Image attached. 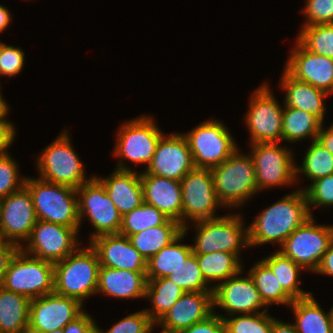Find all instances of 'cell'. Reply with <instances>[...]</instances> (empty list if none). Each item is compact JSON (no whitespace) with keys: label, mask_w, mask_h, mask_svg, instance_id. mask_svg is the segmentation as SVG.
<instances>
[{"label":"cell","mask_w":333,"mask_h":333,"mask_svg":"<svg viewBox=\"0 0 333 333\" xmlns=\"http://www.w3.org/2000/svg\"><path fill=\"white\" fill-rule=\"evenodd\" d=\"M238 151L210 169L217 198L224 207L241 206L259 192L251 155L240 154Z\"/></svg>","instance_id":"cell-4"},{"label":"cell","mask_w":333,"mask_h":333,"mask_svg":"<svg viewBox=\"0 0 333 333\" xmlns=\"http://www.w3.org/2000/svg\"><path fill=\"white\" fill-rule=\"evenodd\" d=\"M99 267L97 252L90 243L84 249L78 247L54 263V292L75 298L83 305L84 299L96 295Z\"/></svg>","instance_id":"cell-2"},{"label":"cell","mask_w":333,"mask_h":333,"mask_svg":"<svg viewBox=\"0 0 333 333\" xmlns=\"http://www.w3.org/2000/svg\"><path fill=\"white\" fill-rule=\"evenodd\" d=\"M70 142L68 131H62L39 155L36 166L39 178L78 189L92 177L86 178L85 167Z\"/></svg>","instance_id":"cell-7"},{"label":"cell","mask_w":333,"mask_h":333,"mask_svg":"<svg viewBox=\"0 0 333 333\" xmlns=\"http://www.w3.org/2000/svg\"><path fill=\"white\" fill-rule=\"evenodd\" d=\"M79 228L37 220L27 245L20 249L33 257L57 263L74 252L78 246Z\"/></svg>","instance_id":"cell-14"},{"label":"cell","mask_w":333,"mask_h":333,"mask_svg":"<svg viewBox=\"0 0 333 333\" xmlns=\"http://www.w3.org/2000/svg\"><path fill=\"white\" fill-rule=\"evenodd\" d=\"M167 278L178 285L184 292H213L214 290L205 281L194 253Z\"/></svg>","instance_id":"cell-39"},{"label":"cell","mask_w":333,"mask_h":333,"mask_svg":"<svg viewBox=\"0 0 333 333\" xmlns=\"http://www.w3.org/2000/svg\"><path fill=\"white\" fill-rule=\"evenodd\" d=\"M11 22L10 11L7 7L0 5V32L5 31Z\"/></svg>","instance_id":"cell-53"},{"label":"cell","mask_w":333,"mask_h":333,"mask_svg":"<svg viewBox=\"0 0 333 333\" xmlns=\"http://www.w3.org/2000/svg\"><path fill=\"white\" fill-rule=\"evenodd\" d=\"M184 232V227L177 221L169 219L164 225L147 228L129 235L131 244L148 260L163 247L171 244Z\"/></svg>","instance_id":"cell-29"},{"label":"cell","mask_w":333,"mask_h":333,"mask_svg":"<svg viewBox=\"0 0 333 333\" xmlns=\"http://www.w3.org/2000/svg\"><path fill=\"white\" fill-rule=\"evenodd\" d=\"M296 41L284 69L299 81L333 93V59L315 54Z\"/></svg>","instance_id":"cell-20"},{"label":"cell","mask_w":333,"mask_h":333,"mask_svg":"<svg viewBox=\"0 0 333 333\" xmlns=\"http://www.w3.org/2000/svg\"><path fill=\"white\" fill-rule=\"evenodd\" d=\"M18 250L19 247L16 244L4 240L0 241V286L3 284L10 260Z\"/></svg>","instance_id":"cell-48"},{"label":"cell","mask_w":333,"mask_h":333,"mask_svg":"<svg viewBox=\"0 0 333 333\" xmlns=\"http://www.w3.org/2000/svg\"><path fill=\"white\" fill-rule=\"evenodd\" d=\"M241 272L242 270L227 280L212 286L214 288V308L219 306L231 316L267 311L268 309L260 311L266 305L261 299L250 274L247 273V276L239 277L238 275Z\"/></svg>","instance_id":"cell-19"},{"label":"cell","mask_w":333,"mask_h":333,"mask_svg":"<svg viewBox=\"0 0 333 333\" xmlns=\"http://www.w3.org/2000/svg\"><path fill=\"white\" fill-rule=\"evenodd\" d=\"M317 274L333 276V240L329 248L324 253L318 268L315 271Z\"/></svg>","instance_id":"cell-50"},{"label":"cell","mask_w":333,"mask_h":333,"mask_svg":"<svg viewBox=\"0 0 333 333\" xmlns=\"http://www.w3.org/2000/svg\"><path fill=\"white\" fill-rule=\"evenodd\" d=\"M196 168L211 169L227 160L238 148L227 127L218 120H207L183 134Z\"/></svg>","instance_id":"cell-9"},{"label":"cell","mask_w":333,"mask_h":333,"mask_svg":"<svg viewBox=\"0 0 333 333\" xmlns=\"http://www.w3.org/2000/svg\"><path fill=\"white\" fill-rule=\"evenodd\" d=\"M272 333H298V331L294 324L284 323L274 318L272 322Z\"/></svg>","instance_id":"cell-52"},{"label":"cell","mask_w":333,"mask_h":333,"mask_svg":"<svg viewBox=\"0 0 333 333\" xmlns=\"http://www.w3.org/2000/svg\"><path fill=\"white\" fill-rule=\"evenodd\" d=\"M266 83L253 92L246 114L250 143L280 142L282 140L283 106L273 97Z\"/></svg>","instance_id":"cell-15"},{"label":"cell","mask_w":333,"mask_h":333,"mask_svg":"<svg viewBox=\"0 0 333 333\" xmlns=\"http://www.w3.org/2000/svg\"><path fill=\"white\" fill-rule=\"evenodd\" d=\"M323 123L314 115L290 106H284L282 118V140L290 143L306 137L317 139Z\"/></svg>","instance_id":"cell-32"},{"label":"cell","mask_w":333,"mask_h":333,"mask_svg":"<svg viewBox=\"0 0 333 333\" xmlns=\"http://www.w3.org/2000/svg\"><path fill=\"white\" fill-rule=\"evenodd\" d=\"M154 326L155 323L142 310L124 317L106 332L98 327L97 333H151Z\"/></svg>","instance_id":"cell-43"},{"label":"cell","mask_w":333,"mask_h":333,"mask_svg":"<svg viewBox=\"0 0 333 333\" xmlns=\"http://www.w3.org/2000/svg\"><path fill=\"white\" fill-rule=\"evenodd\" d=\"M331 313H332V324H333V307L331 308Z\"/></svg>","instance_id":"cell-56"},{"label":"cell","mask_w":333,"mask_h":333,"mask_svg":"<svg viewBox=\"0 0 333 333\" xmlns=\"http://www.w3.org/2000/svg\"><path fill=\"white\" fill-rule=\"evenodd\" d=\"M146 272H134L100 266L96 293L120 299L145 298Z\"/></svg>","instance_id":"cell-25"},{"label":"cell","mask_w":333,"mask_h":333,"mask_svg":"<svg viewBox=\"0 0 333 333\" xmlns=\"http://www.w3.org/2000/svg\"><path fill=\"white\" fill-rule=\"evenodd\" d=\"M240 214L196 221V238L192 245L194 254L216 251L234 253L240 259V248L249 247L248 227H244Z\"/></svg>","instance_id":"cell-5"},{"label":"cell","mask_w":333,"mask_h":333,"mask_svg":"<svg viewBox=\"0 0 333 333\" xmlns=\"http://www.w3.org/2000/svg\"><path fill=\"white\" fill-rule=\"evenodd\" d=\"M262 261L271 269L277 277L282 288L295 300L308 297L312 292H304L299 286L301 282L298 276L300 271L304 270L292 259L285 257L279 251L274 252Z\"/></svg>","instance_id":"cell-35"},{"label":"cell","mask_w":333,"mask_h":333,"mask_svg":"<svg viewBox=\"0 0 333 333\" xmlns=\"http://www.w3.org/2000/svg\"><path fill=\"white\" fill-rule=\"evenodd\" d=\"M297 40L309 51L333 59V24L302 26Z\"/></svg>","instance_id":"cell-38"},{"label":"cell","mask_w":333,"mask_h":333,"mask_svg":"<svg viewBox=\"0 0 333 333\" xmlns=\"http://www.w3.org/2000/svg\"><path fill=\"white\" fill-rule=\"evenodd\" d=\"M168 220L169 218L156 207L143 202L140 207L122 216V224L119 233L129 236L144 231L147 228L164 225Z\"/></svg>","instance_id":"cell-37"},{"label":"cell","mask_w":333,"mask_h":333,"mask_svg":"<svg viewBox=\"0 0 333 333\" xmlns=\"http://www.w3.org/2000/svg\"><path fill=\"white\" fill-rule=\"evenodd\" d=\"M185 292L167 277L147 279L145 298L152 302V310L145 313L156 324Z\"/></svg>","instance_id":"cell-31"},{"label":"cell","mask_w":333,"mask_h":333,"mask_svg":"<svg viewBox=\"0 0 333 333\" xmlns=\"http://www.w3.org/2000/svg\"><path fill=\"white\" fill-rule=\"evenodd\" d=\"M25 63L24 52L19 47L6 45L1 42L0 75L13 77L19 74Z\"/></svg>","instance_id":"cell-45"},{"label":"cell","mask_w":333,"mask_h":333,"mask_svg":"<svg viewBox=\"0 0 333 333\" xmlns=\"http://www.w3.org/2000/svg\"><path fill=\"white\" fill-rule=\"evenodd\" d=\"M144 202L153 205L169 219L182 225L180 181L140 172Z\"/></svg>","instance_id":"cell-23"},{"label":"cell","mask_w":333,"mask_h":333,"mask_svg":"<svg viewBox=\"0 0 333 333\" xmlns=\"http://www.w3.org/2000/svg\"><path fill=\"white\" fill-rule=\"evenodd\" d=\"M37 220L79 228L78 196L75 188L27 177Z\"/></svg>","instance_id":"cell-3"},{"label":"cell","mask_w":333,"mask_h":333,"mask_svg":"<svg viewBox=\"0 0 333 333\" xmlns=\"http://www.w3.org/2000/svg\"><path fill=\"white\" fill-rule=\"evenodd\" d=\"M254 284L268 308V305L284 304L290 306L294 299L282 288L277 277L271 269L261 260H259L248 271Z\"/></svg>","instance_id":"cell-34"},{"label":"cell","mask_w":333,"mask_h":333,"mask_svg":"<svg viewBox=\"0 0 333 333\" xmlns=\"http://www.w3.org/2000/svg\"><path fill=\"white\" fill-rule=\"evenodd\" d=\"M317 140L333 154V123L326 129L321 127Z\"/></svg>","instance_id":"cell-51"},{"label":"cell","mask_w":333,"mask_h":333,"mask_svg":"<svg viewBox=\"0 0 333 333\" xmlns=\"http://www.w3.org/2000/svg\"><path fill=\"white\" fill-rule=\"evenodd\" d=\"M177 333H225V323L214 311L207 319Z\"/></svg>","instance_id":"cell-46"},{"label":"cell","mask_w":333,"mask_h":333,"mask_svg":"<svg viewBox=\"0 0 333 333\" xmlns=\"http://www.w3.org/2000/svg\"><path fill=\"white\" fill-rule=\"evenodd\" d=\"M49 333H63V329H57V330L49 332Z\"/></svg>","instance_id":"cell-55"},{"label":"cell","mask_w":333,"mask_h":333,"mask_svg":"<svg viewBox=\"0 0 333 333\" xmlns=\"http://www.w3.org/2000/svg\"><path fill=\"white\" fill-rule=\"evenodd\" d=\"M98 326L92 316L82 312L77 318L69 322L64 328L63 333H97Z\"/></svg>","instance_id":"cell-47"},{"label":"cell","mask_w":333,"mask_h":333,"mask_svg":"<svg viewBox=\"0 0 333 333\" xmlns=\"http://www.w3.org/2000/svg\"><path fill=\"white\" fill-rule=\"evenodd\" d=\"M311 217L303 189L287 194L263 210L248 227L249 246L278 243Z\"/></svg>","instance_id":"cell-1"},{"label":"cell","mask_w":333,"mask_h":333,"mask_svg":"<svg viewBox=\"0 0 333 333\" xmlns=\"http://www.w3.org/2000/svg\"><path fill=\"white\" fill-rule=\"evenodd\" d=\"M82 306L77 299L55 292L31 299L28 331L49 333L63 329L84 311Z\"/></svg>","instance_id":"cell-16"},{"label":"cell","mask_w":333,"mask_h":333,"mask_svg":"<svg viewBox=\"0 0 333 333\" xmlns=\"http://www.w3.org/2000/svg\"><path fill=\"white\" fill-rule=\"evenodd\" d=\"M220 316L225 323V333H272L273 317L268 311L242 314L231 318Z\"/></svg>","instance_id":"cell-40"},{"label":"cell","mask_w":333,"mask_h":333,"mask_svg":"<svg viewBox=\"0 0 333 333\" xmlns=\"http://www.w3.org/2000/svg\"><path fill=\"white\" fill-rule=\"evenodd\" d=\"M30 299L0 286V333L28 331Z\"/></svg>","instance_id":"cell-27"},{"label":"cell","mask_w":333,"mask_h":333,"mask_svg":"<svg viewBox=\"0 0 333 333\" xmlns=\"http://www.w3.org/2000/svg\"><path fill=\"white\" fill-rule=\"evenodd\" d=\"M280 83V87L286 91L284 106L306 111L324 122L326 113L324 99L330 95L329 93L295 79L285 69Z\"/></svg>","instance_id":"cell-26"},{"label":"cell","mask_w":333,"mask_h":333,"mask_svg":"<svg viewBox=\"0 0 333 333\" xmlns=\"http://www.w3.org/2000/svg\"><path fill=\"white\" fill-rule=\"evenodd\" d=\"M182 188V226L188 231L191 221H201L218 218L216 209L222 204L217 198L213 174L210 169L195 168L188 172L180 181Z\"/></svg>","instance_id":"cell-12"},{"label":"cell","mask_w":333,"mask_h":333,"mask_svg":"<svg viewBox=\"0 0 333 333\" xmlns=\"http://www.w3.org/2000/svg\"><path fill=\"white\" fill-rule=\"evenodd\" d=\"M10 153L0 155V199L18 191L25 185V177L19 178L20 170Z\"/></svg>","instance_id":"cell-41"},{"label":"cell","mask_w":333,"mask_h":333,"mask_svg":"<svg viewBox=\"0 0 333 333\" xmlns=\"http://www.w3.org/2000/svg\"><path fill=\"white\" fill-rule=\"evenodd\" d=\"M307 196L311 216L313 207L333 206V174L319 178L303 189ZM313 206V207H311Z\"/></svg>","instance_id":"cell-42"},{"label":"cell","mask_w":333,"mask_h":333,"mask_svg":"<svg viewBox=\"0 0 333 333\" xmlns=\"http://www.w3.org/2000/svg\"><path fill=\"white\" fill-rule=\"evenodd\" d=\"M250 145L258 191L296 182V165L293 154L286 148L287 146L278 145V142Z\"/></svg>","instance_id":"cell-13"},{"label":"cell","mask_w":333,"mask_h":333,"mask_svg":"<svg viewBox=\"0 0 333 333\" xmlns=\"http://www.w3.org/2000/svg\"><path fill=\"white\" fill-rule=\"evenodd\" d=\"M76 191L80 226L84 215H88L86 217H89L88 219L95 229L89 241L105 234H118L122 224V216L111 201L104 185L95 176H92Z\"/></svg>","instance_id":"cell-11"},{"label":"cell","mask_w":333,"mask_h":333,"mask_svg":"<svg viewBox=\"0 0 333 333\" xmlns=\"http://www.w3.org/2000/svg\"><path fill=\"white\" fill-rule=\"evenodd\" d=\"M311 216L279 247L280 253L304 270L314 272L333 240V226L317 225Z\"/></svg>","instance_id":"cell-10"},{"label":"cell","mask_w":333,"mask_h":333,"mask_svg":"<svg viewBox=\"0 0 333 333\" xmlns=\"http://www.w3.org/2000/svg\"><path fill=\"white\" fill-rule=\"evenodd\" d=\"M186 233L183 232L171 244L163 247L146 263V278L156 279L168 277L193 253L192 245L181 244Z\"/></svg>","instance_id":"cell-30"},{"label":"cell","mask_w":333,"mask_h":333,"mask_svg":"<svg viewBox=\"0 0 333 333\" xmlns=\"http://www.w3.org/2000/svg\"><path fill=\"white\" fill-rule=\"evenodd\" d=\"M290 306L295 314L294 326L298 333H333L331 309L325 313L312 294L295 299Z\"/></svg>","instance_id":"cell-28"},{"label":"cell","mask_w":333,"mask_h":333,"mask_svg":"<svg viewBox=\"0 0 333 333\" xmlns=\"http://www.w3.org/2000/svg\"><path fill=\"white\" fill-rule=\"evenodd\" d=\"M205 281H225L243 268L241 260L234 254L216 251L209 254H195Z\"/></svg>","instance_id":"cell-33"},{"label":"cell","mask_w":333,"mask_h":333,"mask_svg":"<svg viewBox=\"0 0 333 333\" xmlns=\"http://www.w3.org/2000/svg\"><path fill=\"white\" fill-rule=\"evenodd\" d=\"M114 156L120 158L117 169L132 170L123 160L134 164L151 163L160 138L165 134L153 121L152 117L140 116L121 125L117 133Z\"/></svg>","instance_id":"cell-8"},{"label":"cell","mask_w":333,"mask_h":333,"mask_svg":"<svg viewBox=\"0 0 333 333\" xmlns=\"http://www.w3.org/2000/svg\"><path fill=\"white\" fill-rule=\"evenodd\" d=\"M0 89H1V85H0ZM1 92V90H0ZM9 113V108L8 105L6 103V101L4 100V98L2 97V94L0 93V117H5L7 116Z\"/></svg>","instance_id":"cell-54"},{"label":"cell","mask_w":333,"mask_h":333,"mask_svg":"<svg viewBox=\"0 0 333 333\" xmlns=\"http://www.w3.org/2000/svg\"><path fill=\"white\" fill-rule=\"evenodd\" d=\"M299 173H302L311 182L333 174V154L317 139L313 140L303 158L302 166L296 165V181Z\"/></svg>","instance_id":"cell-36"},{"label":"cell","mask_w":333,"mask_h":333,"mask_svg":"<svg viewBox=\"0 0 333 333\" xmlns=\"http://www.w3.org/2000/svg\"><path fill=\"white\" fill-rule=\"evenodd\" d=\"M213 309V292H185L155 325L177 333L207 319Z\"/></svg>","instance_id":"cell-22"},{"label":"cell","mask_w":333,"mask_h":333,"mask_svg":"<svg viewBox=\"0 0 333 333\" xmlns=\"http://www.w3.org/2000/svg\"><path fill=\"white\" fill-rule=\"evenodd\" d=\"M5 118L0 117V155L8 153L7 150L16 136L14 125Z\"/></svg>","instance_id":"cell-49"},{"label":"cell","mask_w":333,"mask_h":333,"mask_svg":"<svg viewBox=\"0 0 333 333\" xmlns=\"http://www.w3.org/2000/svg\"><path fill=\"white\" fill-rule=\"evenodd\" d=\"M90 245L97 252L100 266L146 272L147 260L131 244L128 236L105 234L92 239Z\"/></svg>","instance_id":"cell-21"},{"label":"cell","mask_w":333,"mask_h":333,"mask_svg":"<svg viewBox=\"0 0 333 333\" xmlns=\"http://www.w3.org/2000/svg\"><path fill=\"white\" fill-rule=\"evenodd\" d=\"M95 177L104 185L107 194L121 216L143 204L144 198L140 173L134 170L115 169L106 178Z\"/></svg>","instance_id":"cell-24"},{"label":"cell","mask_w":333,"mask_h":333,"mask_svg":"<svg viewBox=\"0 0 333 333\" xmlns=\"http://www.w3.org/2000/svg\"><path fill=\"white\" fill-rule=\"evenodd\" d=\"M195 168L185 136L171 133L160 138L151 163L143 173L181 181Z\"/></svg>","instance_id":"cell-18"},{"label":"cell","mask_w":333,"mask_h":333,"mask_svg":"<svg viewBox=\"0 0 333 333\" xmlns=\"http://www.w3.org/2000/svg\"><path fill=\"white\" fill-rule=\"evenodd\" d=\"M302 10L307 17L303 26L333 24V0H306Z\"/></svg>","instance_id":"cell-44"},{"label":"cell","mask_w":333,"mask_h":333,"mask_svg":"<svg viewBox=\"0 0 333 333\" xmlns=\"http://www.w3.org/2000/svg\"><path fill=\"white\" fill-rule=\"evenodd\" d=\"M161 333H176V332H167L162 330Z\"/></svg>","instance_id":"cell-57"},{"label":"cell","mask_w":333,"mask_h":333,"mask_svg":"<svg viewBox=\"0 0 333 333\" xmlns=\"http://www.w3.org/2000/svg\"><path fill=\"white\" fill-rule=\"evenodd\" d=\"M2 287L30 300L50 294L54 292V264L19 248L9 262Z\"/></svg>","instance_id":"cell-6"},{"label":"cell","mask_w":333,"mask_h":333,"mask_svg":"<svg viewBox=\"0 0 333 333\" xmlns=\"http://www.w3.org/2000/svg\"><path fill=\"white\" fill-rule=\"evenodd\" d=\"M36 221L33 199L25 185L0 199L1 240L12 242L20 248L22 242L29 238Z\"/></svg>","instance_id":"cell-17"}]
</instances>
